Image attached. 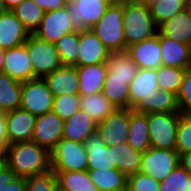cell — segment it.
Instances as JSON below:
<instances>
[{"label":"cell","mask_w":191,"mask_h":191,"mask_svg":"<svg viewBox=\"0 0 191 191\" xmlns=\"http://www.w3.org/2000/svg\"><path fill=\"white\" fill-rule=\"evenodd\" d=\"M1 159L20 177L30 178L51 171L50 152L33 141L8 145Z\"/></svg>","instance_id":"obj_1"},{"label":"cell","mask_w":191,"mask_h":191,"mask_svg":"<svg viewBox=\"0 0 191 191\" xmlns=\"http://www.w3.org/2000/svg\"><path fill=\"white\" fill-rule=\"evenodd\" d=\"M123 27L126 46L149 39L158 33L150 8L135 0H123Z\"/></svg>","instance_id":"obj_2"},{"label":"cell","mask_w":191,"mask_h":191,"mask_svg":"<svg viewBox=\"0 0 191 191\" xmlns=\"http://www.w3.org/2000/svg\"><path fill=\"white\" fill-rule=\"evenodd\" d=\"M123 0L114 1L90 29L109 51L127 49L123 27Z\"/></svg>","instance_id":"obj_3"},{"label":"cell","mask_w":191,"mask_h":191,"mask_svg":"<svg viewBox=\"0 0 191 191\" xmlns=\"http://www.w3.org/2000/svg\"><path fill=\"white\" fill-rule=\"evenodd\" d=\"M181 113H147L151 147L176 149V134Z\"/></svg>","instance_id":"obj_4"},{"label":"cell","mask_w":191,"mask_h":191,"mask_svg":"<svg viewBox=\"0 0 191 191\" xmlns=\"http://www.w3.org/2000/svg\"><path fill=\"white\" fill-rule=\"evenodd\" d=\"M25 44L33 66L34 79H43L63 65L54 43L30 34Z\"/></svg>","instance_id":"obj_5"},{"label":"cell","mask_w":191,"mask_h":191,"mask_svg":"<svg viewBox=\"0 0 191 191\" xmlns=\"http://www.w3.org/2000/svg\"><path fill=\"white\" fill-rule=\"evenodd\" d=\"M50 155L52 171L87 170V151L82 143L62 138Z\"/></svg>","instance_id":"obj_6"},{"label":"cell","mask_w":191,"mask_h":191,"mask_svg":"<svg viewBox=\"0 0 191 191\" xmlns=\"http://www.w3.org/2000/svg\"><path fill=\"white\" fill-rule=\"evenodd\" d=\"M54 96L42 78L22 82L20 108L38 116L52 111Z\"/></svg>","instance_id":"obj_7"},{"label":"cell","mask_w":191,"mask_h":191,"mask_svg":"<svg viewBox=\"0 0 191 191\" xmlns=\"http://www.w3.org/2000/svg\"><path fill=\"white\" fill-rule=\"evenodd\" d=\"M114 0H69L66 8L77 30H88L105 14Z\"/></svg>","instance_id":"obj_8"},{"label":"cell","mask_w":191,"mask_h":191,"mask_svg":"<svg viewBox=\"0 0 191 191\" xmlns=\"http://www.w3.org/2000/svg\"><path fill=\"white\" fill-rule=\"evenodd\" d=\"M179 164V154L176 150H164L154 147L142 153L140 172L157 181L164 180Z\"/></svg>","instance_id":"obj_9"},{"label":"cell","mask_w":191,"mask_h":191,"mask_svg":"<svg viewBox=\"0 0 191 191\" xmlns=\"http://www.w3.org/2000/svg\"><path fill=\"white\" fill-rule=\"evenodd\" d=\"M66 7L45 12L40 27L34 32L39 39L56 43L62 36L76 31Z\"/></svg>","instance_id":"obj_10"},{"label":"cell","mask_w":191,"mask_h":191,"mask_svg":"<svg viewBox=\"0 0 191 191\" xmlns=\"http://www.w3.org/2000/svg\"><path fill=\"white\" fill-rule=\"evenodd\" d=\"M64 120L50 111L36 116L32 141L51 152L63 136Z\"/></svg>","instance_id":"obj_11"},{"label":"cell","mask_w":191,"mask_h":191,"mask_svg":"<svg viewBox=\"0 0 191 191\" xmlns=\"http://www.w3.org/2000/svg\"><path fill=\"white\" fill-rule=\"evenodd\" d=\"M129 132V109H115L104 121L98 123L97 133L107 146L127 142Z\"/></svg>","instance_id":"obj_12"},{"label":"cell","mask_w":191,"mask_h":191,"mask_svg":"<svg viewBox=\"0 0 191 191\" xmlns=\"http://www.w3.org/2000/svg\"><path fill=\"white\" fill-rule=\"evenodd\" d=\"M2 73L19 82L34 79L33 66L25 43L5 50Z\"/></svg>","instance_id":"obj_13"},{"label":"cell","mask_w":191,"mask_h":191,"mask_svg":"<svg viewBox=\"0 0 191 191\" xmlns=\"http://www.w3.org/2000/svg\"><path fill=\"white\" fill-rule=\"evenodd\" d=\"M127 50L138 69H158L162 66L159 31L149 39L129 45Z\"/></svg>","instance_id":"obj_14"},{"label":"cell","mask_w":191,"mask_h":191,"mask_svg":"<svg viewBox=\"0 0 191 191\" xmlns=\"http://www.w3.org/2000/svg\"><path fill=\"white\" fill-rule=\"evenodd\" d=\"M35 122L36 116L22 108H16L13 111L6 112L8 145L17 142L32 141Z\"/></svg>","instance_id":"obj_15"},{"label":"cell","mask_w":191,"mask_h":191,"mask_svg":"<svg viewBox=\"0 0 191 191\" xmlns=\"http://www.w3.org/2000/svg\"><path fill=\"white\" fill-rule=\"evenodd\" d=\"M110 51L91 30H79L78 66L105 63Z\"/></svg>","instance_id":"obj_16"},{"label":"cell","mask_w":191,"mask_h":191,"mask_svg":"<svg viewBox=\"0 0 191 191\" xmlns=\"http://www.w3.org/2000/svg\"><path fill=\"white\" fill-rule=\"evenodd\" d=\"M84 146L87 151V170L117 169L113 149L105 145L99 133L90 135L84 142Z\"/></svg>","instance_id":"obj_17"},{"label":"cell","mask_w":191,"mask_h":191,"mask_svg":"<svg viewBox=\"0 0 191 191\" xmlns=\"http://www.w3.org/2000/svg\"><path fill=\"white\" fill-rule=\"evenodd\" d=\"M43 79L54 97L79 94V77L76 66L62 65Z\"/></svg>","instance_id":"obj_18"},{"label":"cell","mask_w":191,"mask_h":191,"mask_svg":"<svg viewBox=\"0 0 191 191\" xmlns=\"http://www.w3.org/2000/svg\"><path fill=\"white\" fill-rule=\"evenodd\" d=\"M29 35V31L12 11L0 16V49L7 50L22 45Z\"/></svg>","instance_id":"obj_19"},{"label":"cell","mask_w":191,"mask_h":191,"mask_svg":"<svg viewBox=\"0 0 191 191\" xmlns=\"http://www.w3.org/2000/svg\"><path fill=\"white\" fill-rule=\"evenodd\" d=\"M97 125L95 120L79 109L71 117L64 120L62 138L84 144L90 135L97 132Z\"/></svg>","instance_id":"obj_20"},{"label":"cell","mask_w":191,"mask_h":191,"mask_svg":"<svg viewBox=\"0 0 191 191\" xmlns=\"http://www.w3.org/2000/svg\"><path fill=\"white\" fill-rule=\"evenodd\" d=\"M162 66L188 69L191 57V46L174 41L159 32Z\"/></svg>","instance_id":"obj_21"},{"label":"cell","mask_w":191,"mask_h":191,"mask_svg":"<svg viewBox=\"0 0 191 191\" xmlns=\"http://www.w3.org/2000/svg\"><path fill=\"white\" fill-rule=\"evenodd\" d=\"M165 37L191 46V5L158 27Z\"/></svg>","instance_id":"obj_22"},{"label":"cell","mask_w":191,"mask_h":191,"mask_svg":"<svg viewBox=\"0 0 191 191\" xmlns=\"http://www.w3.org/2000/svg\"><path fill=\"white\" fill-rule=\"evenodd\" d=\"M133 110L140 113H180L177 95L164 89L153 91L152 95L141 99Z\"/></svg>","instance_id":"obj_23"},{"label":"cell","mask_w":191,"mask_h":191,"mask_svg":"<svg viewBox=\"0 0 191 191\" xmlns=\"http://www.w3.org/2000/svg\"><path fill=\"white\" fill-rule=\"evenodd\" d=\"M157 69H138L136 76L129 84L130 109H133L141 99H146L158 91Z\"/></svg>","instance_id":"obj_24"},{"label":"cell","mask_w":191,"mask_h":191,"mask_svg":"<svg viewBox=\"0 0 191 191\" xmlns=\"http://www.w3.org/2000/svg\"><path fill=\"white\" fill-rule=\"evenodd\" d=\"M79 77V95H93L103 91L107 67L105 63L76 67Z\"/></svg>","instance_id":"obj_25"},{"label":"cell","mask_w":191,"mask_h":191,"mask_svg":"<svg viewBox=\"0 0 191 191\" xmlns=\"http://www.w3.org/2000/svg\"><path fill=\"white\" fill-rule=\"evenodd\" d=\"M128 144L139 152H145L150 145L147 113H140L129 109Z\"/></svg>","instance_id":"obj_26"},{"label":"cell","mask_w":191,"mask_h":191,"mask_svg":"<svg viewBox=\"0 0 191 191\" xmlns=\"http://www.w3.org/2000/svg\"><path fill=\"white\" fill-rule=\"evenodd\" d=\"M105 64L111 78L134 79L138 71V66L133 62L127 49L110 51Z\"/></svg>","instance_id":"obj_27"},{"label":"cell","mask_w":191,"mask_h":191,"mask_svg":"<svg viewBox=\"0 0 191 191\" xmlns=\"http://www.w3.org/2000/svg\"><path fill=\"white\" fill-rule=\"evenodd\" d=\"M132 80L111 78V73H106L102 93L117 109H130L129 84Z\"/></svg>","instance_id":"obj_28"},{"label":"cell","mask_w":191,"mask_h":191,"mask_svg":"<svg viewBox=\"0 0 191 191\" xmlns=\"http://www.w3.org/2000/svg\"><path fill=\"white\" fill-rule=\"evenodd\" d=\"M113 149V157L116 167L127 177L140 172L142 152L133 149L128 142L110 146Z\"/></svg>","instance_id":"obj_29"},{"label":"cell","mask_w":191,"mask_h":191,"mask_svg":"<svg viewBox=\"0 0 191 191\" xmlns=\"http://www.w3.org/2000/svg\"><path fill=\"white\" fill-rule=\"evenodd\" d=\"M80 109L100 123L117 108L101 92L93 95H80Z\"/></svg>","instance_id":"obj_30"},{"label":"cell","mask_w":191,"mask_h":191,"mask_svg":"<svg viewBox=\"0 0 191 191\" xmlns=\"http://www.w3.org/2000/svg\"><path fill=\"white\" fill-rule=\"evenodd\" d=\"M88 174L99 191H126L127 176L118 169L88 170Z\"/></svg>","instance_id":"obj_31"},{"label":"cell","mask_w":191,"mask_h":191,"mask_svg":"<svg viewBox=\"0 0 191 191\" xmlns=\"http://www.w3.org/2000/svg\"><path fill=\"white\" fill-rule=\"evenodd\" d=\"M22 82L0 72V111L9 112L20 108Z\"/></svg>","instance_id":"obj_32"},{"label":"cell","mask_w":191,"mask_h":191,"mask_svg":"<svg viewBox=\"0 0 191 191\" xmlns=\"http://www.w3.org/2000/svg\"><path fill=\"white\" fill-rule=\"evenodd\" d=\"M57 185L65 191H99L91 181L88 170L85 171H53Z\"/></svg>","instance_id":"obj_33"},{"label":"cell","mask_w":191,"mask_h":191,"mask_svg":"<svg viewBox=\"0 0 191 191\" xmlns=\"http://www.w3.org/2000/svg\"><path fill=\"white\" fill-rule=\"evenodd\" d=\"M30 34L40 27L45 11L33 0H24L11 10Z\"/></svg>","instance_id":"obj_34"},{"label":"cell","mask_w":191,"mask_h":191,"mask_svg":"<svg viewBox=\"0 0 191 191\" xmlns=\"http://www.w3.org/2000/svg\"><path fill=\"white\" fill-rule=\"evenodd\" d=\"M189 5H191V0H160L150 7V13L159 27Z\"/></svg>","instance_id":"obj_35"},{"label":"cell","mask_w":191,"mask_h":191,"mask_svg":"<svg viewBox=\"0 0 191 191\" xmlns=\"http://www.w3.org/2000/svg\"><path fill=\"white\" fill-rule=\"evenodd\" d=\"M55 45L63 65L78 67L79 30L62 36Z\"/></svg>","instance_id":"obj_36"},{"label":"cell","mask_w":191,"mask_h":191,"mask_svg":"<svg viewBox=\"0 0 191 191\" xmlns=\"http://www.w3.org/2000/svg\"><path fill=\"white\" fill-rule=\"evenodd\" d=\"M186 70L179 67L160 66L157 69L156 78L159 89L178 95Z\"/></svg>","instance_id":"obj_37"},{"label":"cell","mask_w":191,"mask_h":191,"mask_svg":"<svg viewBox=\"0 0 191 191\" xmlns=\"http://www.w3.org/2000/svg\"><path fill=\"white\" fill-rule=\"evenodd\" d=\"M191 175L180 165L159 184V191H186Z\"/></svg>","instance_id":"obj_38"},{"label":"cell","mask_w":191,"mask_h":191,"mask_svg":"<svg viewBox=\"0 0 191 191\" xmlns=\"http://www.w3.org/2000/svg\"><path fill=\"white\" fill-rule=\"evenodd\" d=\"M80 109V95L65 94L54 97L52 111L66 120Z\"/></svg>","instance_id":"obj_39"},{"label":"cell","mask_w":191,"mask_h":191,"mask_svg":"<svg viewBox=\"0 0 191 191\" xmlns=\"http://www.w3.org/2000/svg\"><path fill=\"white\" fill-rule=\"evenodd\" d=\"M27 178L17 176L12 169L0 159V191H26Z\"/></svg>","instance_id":"obj_40"},{"label":"cell","mask_w":191,"mask_h":191,"mask_svg":"<svg viewBox=\"0 0 191 191\" xmlns=\"http://www.w3.org/2000/svg\"><path fill=\"white\" fill-rule=\"evenodd\" d=\"M175 150L179 156L191 152V115H180Z\"/></svg>","instance_id":"obj_41"},{"label":"cell","mask_w":191,"mask_h":191,"mask_svg":"<svg viewBox=\"0 0 191 191\" xmlns=\"http://www.w3.org/2000/svg\"><path fill=\"white\" fill-rule=\"evenodd\" d=\"M160 182L144 173L138 172L127 177V191H159Z\"/></svg>","instance_id":"obj_42"},{"label":"cell","mask_w":191,"mask_h":191,"mask_svg":"<svg viewBox=\"0 0 191 191\" xmlns=\"http://www.w3.org/2000/svg\"><path fill=\"white\" fill-rule=\"evenodd\" d=\"M56 185L57 178L51 170L45 174L27 178L26 191H53Z\"/></svg>","instance_id":"obj_43"},{"label":"cell","mask_w":191,"mask_h":191,"mask_svg":"<svg viewBox=\"0 0 191 191\" xmlns=\"http://www.w3.org/2000/svg\"><path fill=\"white\" fill-rule=\"evenodd\" d=\"M177 100L180 113L191 115V72L189 70H186Z\"/></svg>","instance_id":"obj_44"},{"label":"cell","mask_w":191,"mask_h":191,"mask_svg":"<svg viewBox=\"0 0 191 191\" xmlns=\"http://www.w3.org/2000/svg\"><path fill=\"white\" fill-rule=\"evenodd\" d=\"M36 2L45 12L59 10L66 7L69 0H33Z\"/></svg>","instance_id":"obj_45"},{"label":"cell","mask_w":191,"mask_h":191,"mask_svg":"<svg viewBox=\"0 0 191 191\" xmlns=\"http://www.w3.org/2000/svg\"><path fill=\"white\" fill-rule=\"evenodd\" d=\"M8 146V135L6 127V113L0 111V149L3 151Z\"/></svg>","instance_id":"obj_46"},{"label":"cell","mask_w":191,"mask_h":191,"mask_svg":"<svg viewBox=\"0 0 191 191\" xmlns=\"http://www.w3.org/2000/svg\"><path fill=\"white\" fill-rule=\"evenodd\" d=\"M179 163L191 175V152L181 154Z\"/></svg>","instance_id":"obj_47"},{"label":"cell","mask_w":191,"mask_h":191,"mask_svg":"<svg viewBox=\"0 0 191 191\" xmlns=\"http://www.w3.org/2000/svg\"><path fill=\"white\" fill-rule=\"evenodd\" d=\"M24 0H4L5 5L9 11L13 10Z\"/></svg>","instance_id":"obj_48"},{"label":"cell","mask_w":191,"mask_h":191,"mask_svg":"<svg viewBox=\"0 0 191 191\" xmlns=\"http://www.w3.org/2000/svg\"><path fill=\"white\" fill-rule=\"evenodd\" d=\"M135 1L140 2L150 8L152 5H154L155 3H157L160 0H135Z\"/></svg>","instance_id":"obj_49"},{"label":"cell","mask_w":191,"mask_h":191,"mask_svg":"<svg viewBox=\"0 0 191 191\" xmlns=\"http://www.w3.org/2000/svg\"><path fill=\"white\" fill-rule=\"evenodd\" d=\"M9 10L7 9L4 0H0V16L6 14Z\"/></svg>","instance_id":"obj_50"},{"label":"cell","mask_w":191,"mask_h":191,"mask_svg":"<svg viewBox=\"0 0 191 191\" xmlns=\"http://www.w3.org/2000/svg\"><path fill=\"white\" fill-rule=\"evenodd\" d=\"M4 58H5V50L0 49V72H2L3 70Z\"/></svg>","instance_id":"obj_51"},{"label":"cell","mask_w":191,"mask_h":191,"mask_svg":"<svg viewBox=\"0 0 191 191\" xmlns=\"http://www.w3.org/2000/svg\"><path fill=\"white\" fill-rule=\"evenodd\" d=\"M53 191H65V190L61 188L59 185H56Z\"/></svg>","instance_id":"obj_52"},{"label":"cell","mask_w":191,"mask_h":191,"mask_svg":"<svg viewBox=\"0 0 191 191\" xmlns=\"http://www.w3.org/2000/svg\"><path fill=\"white\" fill-rule=\"evenodd\" d=\"M186 191H191V179H190V182L188 184V187H187Z\"/></svg>","instance_id":"obj_53"},{"label":"cell","mask_w":191,"mask_h":191,"mask_svg":"<svg viewBox=\"0 0 191 191\" xmlns=\"http://www.w3.org/2000/svg\"><path fill=\"white\" fill-rule=\"evenodd\" d=\"M187 70H189L191 72V57H190L189 66H188Z\"/></svg>","instance_id":"obj_54"}]
</instances>
